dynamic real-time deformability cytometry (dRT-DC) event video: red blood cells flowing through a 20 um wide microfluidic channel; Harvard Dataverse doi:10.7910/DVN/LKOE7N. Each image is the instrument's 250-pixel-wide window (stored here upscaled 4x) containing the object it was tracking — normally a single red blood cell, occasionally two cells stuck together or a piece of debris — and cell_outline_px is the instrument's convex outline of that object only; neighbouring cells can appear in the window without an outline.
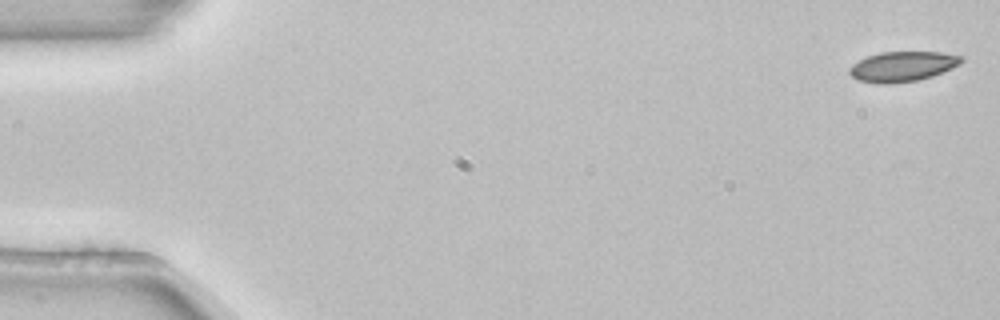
{"species": "common noctule bat (a hibernating species)", "species_latin": "Nyctalus noctula", "temperature_condition": "room temperature", "stored_images_in_passage": 6, "segment_of_instrument_passage": [1, 2], "camera_frame_rate_fps": 3000, "um_per_image_px": 0.085, "animal": {"sex": "female", "body_mass_g": 22.7, "forearm_length_mm": 54.2}, "frame": {"image": 1, "passage_image": 1, "time_ms": 0.0, "image_size_px": [1000, 320], "cell_outline_px": [[964, 60], [960, 64], [952, 68], [932, 76], [916, 80], [892, 84], [876, 84], [860, 80], [852, 76], [848, 72], [848, 68], [852, 64], [868, 56], [880, 52], [940, 52], [964, 56]], "centroid_in_image_um": [76.72, 5.65], "position_along_channel_um": 8.3, "area_um2": 19.65}}
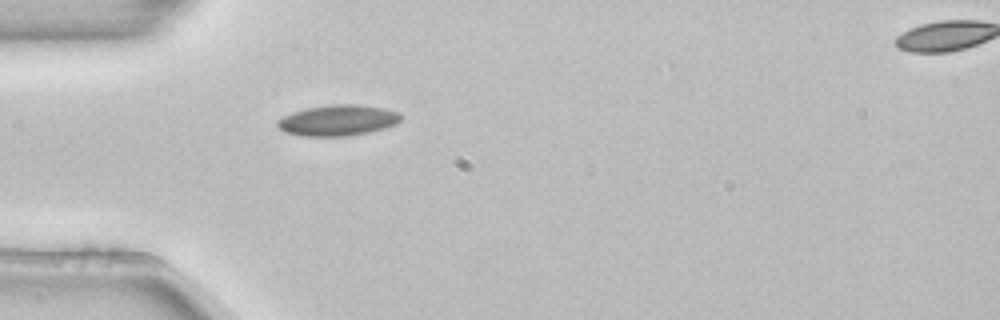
{"frame": {"image": 2, "passage_image": 5, "time_ms": 1.333, "image_size_px": [1000, 320], "cell_outline_px": [[400, 120], [396, 124], [384, 128], [368, 132], [348, 136], [300, 136], [284, 132], [276, 124], [276, 120], [292, 112], [308, 108], [332, 104], [356, 104], [380, 108], [396, 112], [400, 116]], "centroid_in_image_um": [28.66, 10.24], "position_along_channel_um": 56.3, "area_um2": 21.96}}